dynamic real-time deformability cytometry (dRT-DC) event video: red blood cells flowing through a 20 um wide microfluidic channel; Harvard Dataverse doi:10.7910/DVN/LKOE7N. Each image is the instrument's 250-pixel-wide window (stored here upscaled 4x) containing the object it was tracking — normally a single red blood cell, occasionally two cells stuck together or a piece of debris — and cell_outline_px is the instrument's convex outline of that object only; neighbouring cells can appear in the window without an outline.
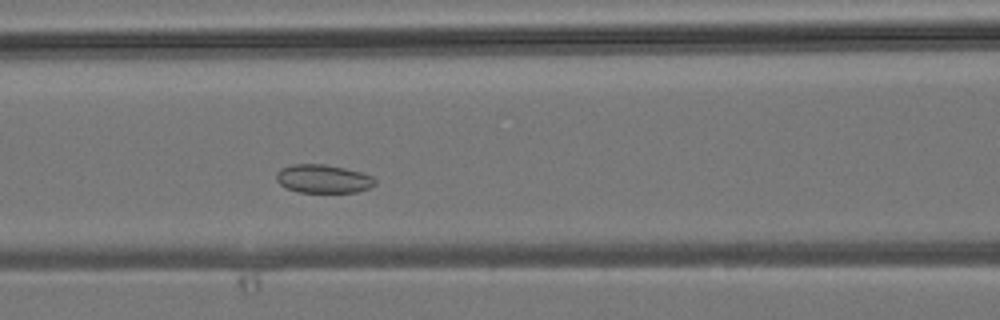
{"species": "common noctule bat (a hibernating species)", "species_latin": "Nyctalus noctula", "temperature_condition": "room temperature", "stored_images_in_passage": 39, "camera_frame_rate_fps": 3000, "um_per_image_px": 0.085, "animal": {"sex": "male", "body_mass_g": 19.2, "forearm_length_mm": 51.8}, "frame": {"image": 1, "passage_image": 13, "time_ms": 4.0, "image_size_px": [1000, 320], "cell_outline_px": [[376, 184], [368, 188], [356, 192], [300, 192], [288, 188], [280, 184], [276, 180], [276, 172], [280, 168], [292, 164], [324, 164], [344, 168], [360, 172], [372, 176], [376, 180]], "centroid_in_image_um": [27.45, 15.19], "position_along_channel_um": 139.1, "area_um2": 16.3}}
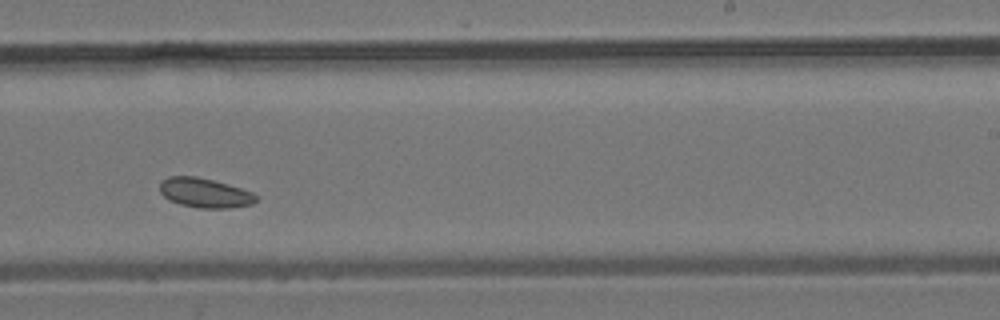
{"frame": {"image": 2, "passage_image": 22, "time_ms": 7.0, "image_size_px": [1000, 320], "cell_outline_px": [[256, 200], [252, 204], [228, 208], [200, 208], [180, 204], [164, 196], [160, 192], [160, 180], [168, 176], [196, 176], [228, 184], [252, 192], [256, 196]], "centroid_in_image_um": [17.38, 16.38], "position_along_channel_um": 271.6, "area_um2": 16.42}}
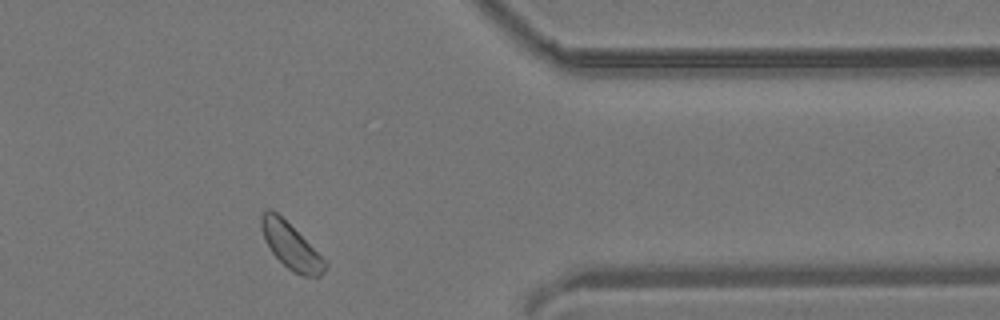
{"frame": {"image": 3, "passage_image": 31, "time_ms": 10.0, "image_size_px": [1000, 320], "cell_outline_px": [[328, 264], [324, 272], [320, 276], [300, 276], [292, 272], [272, 252], [260, 228], [260, 216], [268, 208], [272, 208]], "centroid_in_image_um": [24.69, 20.93], "position_along_channel_um": 386.7, "area_um2": 16.3}}